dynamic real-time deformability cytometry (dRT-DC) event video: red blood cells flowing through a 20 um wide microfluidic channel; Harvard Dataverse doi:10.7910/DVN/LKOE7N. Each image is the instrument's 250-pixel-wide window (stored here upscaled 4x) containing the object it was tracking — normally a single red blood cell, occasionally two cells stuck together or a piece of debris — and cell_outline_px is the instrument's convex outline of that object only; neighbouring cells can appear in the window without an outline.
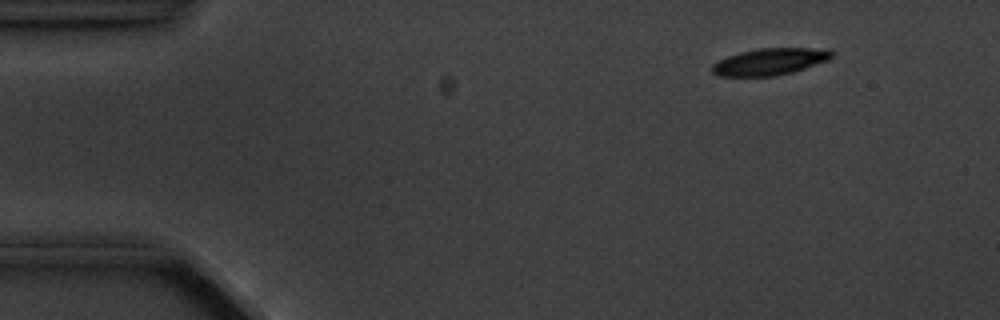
{"species": "common noctule bat (a hibernating species)", "species_latin": "Nyctalus noctula", "temperature_condition": "cold", "stored_images_in_passage": 5, "camera_frame_rate_fps": 3000, "um_per_image_px": 0.085, "animal": {"sex": "male", "body_mass_g": 20.1, "forearm_length_mm": 53.5}, "frame": {"image": 1, "passage_image": 2, "time_ms": 1.333, "image_size_px": [1000, 320], "cell_outline_px": [[836, 56], [828, 60], [792, 72], [776, 76], [720, 76], [712, 72], [712, 64], [728, 56], [740, 52], [760, 48], [828, 48], [836, 52]], "centroid_in_image_um": [65.51, 5.23], "position_along_channel_um": 19.5, "area_um2": 18.79}}